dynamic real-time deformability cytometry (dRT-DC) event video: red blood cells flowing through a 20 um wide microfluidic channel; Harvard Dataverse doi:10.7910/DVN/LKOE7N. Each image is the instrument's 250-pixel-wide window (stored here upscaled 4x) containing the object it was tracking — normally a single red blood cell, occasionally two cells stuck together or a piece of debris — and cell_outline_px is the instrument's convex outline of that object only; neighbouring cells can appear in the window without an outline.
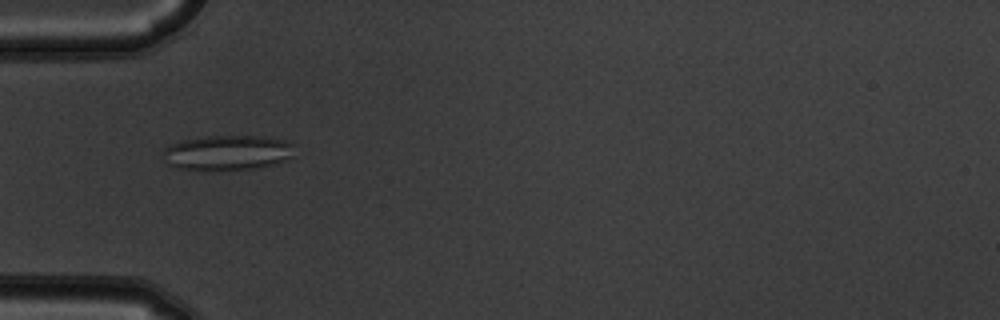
{"species": "common noctule bat (a hibernating species)", "species_latin": "Nyctalus noctula", "temperature_condition": "warm", "stored_images_in_passage": 6, "camera_frame_rate_fps": 3000, "um_per_image_px": 0.085, "animal": {"sex": "male", "body_mass_g": 19.5, "forearm_length_mm": 54.6}, "frame": {"image": 1, "passage_image": 1, "time_ms": 0.0, "image_size_px": [1000, 320], "cell_outline_px": [[296, 144], [292, 156], [276, 164], [252, 168], [208, 172], [204, 172], [180, 168], [168, 164], [164, 152], [164, 148], [172, 144], [184, 140], [204, 136], [260, 136], [284, 140]], "centroid_in_image_um": [19.36, 12.99], "position_along_channel_um": 65.6, "area_um2": 27.11}}
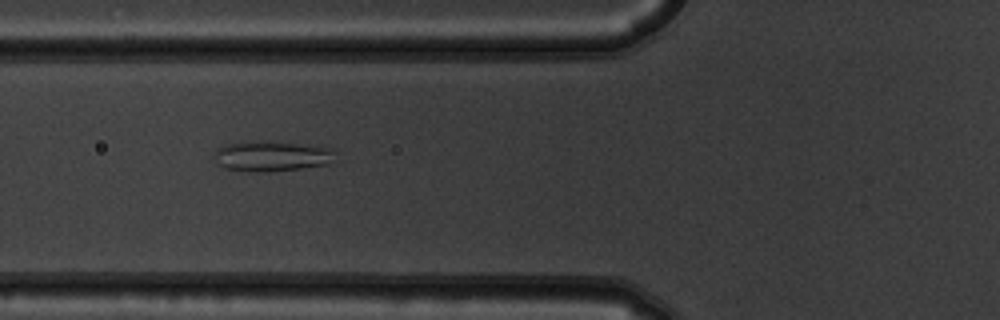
{"frame": {"image": 2, "passage_image": 2, "time_ms": 0.333, "image_size_px": [1000, 320], "cell_outline_px": [[336, 152], [328, 164], [272, 172], [256, 172], [228, 168], [220, 164], [212, 152], [216, 148], [224, 144], [320, 144], [336, 148]], "centroid_in_image_um": [23.2, 13.3], "position_along_channel_um": 102.6, "area_um2": 20.58}}
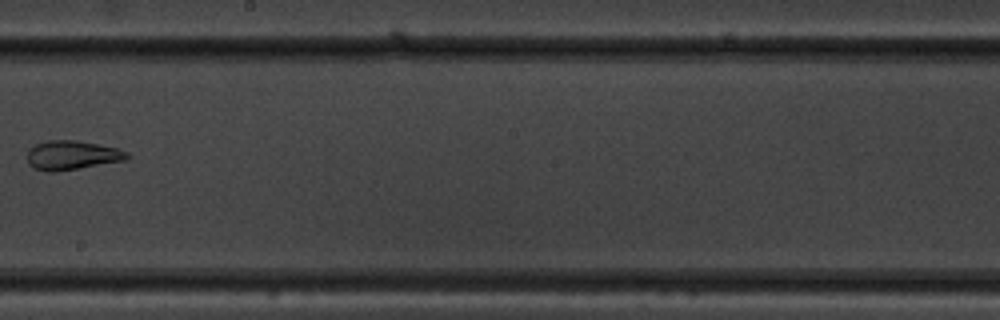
{"frame": {"image": 3, "passage_image": 5, "time_ms": 1.333, "image_size_px": [1000, 320], "cell_outline_px": [[132, 156], [124, 160], [56, 172], [48, 172], [32, 168], [28, 164], [28, 148], [36, 144], [48, 140], [76, 140], [116, 148], [128, 152]], "centroid_in_image_um": [6.08, 13.2], "position_along_channel_um": 242.1, "area_um2": 16.94}}